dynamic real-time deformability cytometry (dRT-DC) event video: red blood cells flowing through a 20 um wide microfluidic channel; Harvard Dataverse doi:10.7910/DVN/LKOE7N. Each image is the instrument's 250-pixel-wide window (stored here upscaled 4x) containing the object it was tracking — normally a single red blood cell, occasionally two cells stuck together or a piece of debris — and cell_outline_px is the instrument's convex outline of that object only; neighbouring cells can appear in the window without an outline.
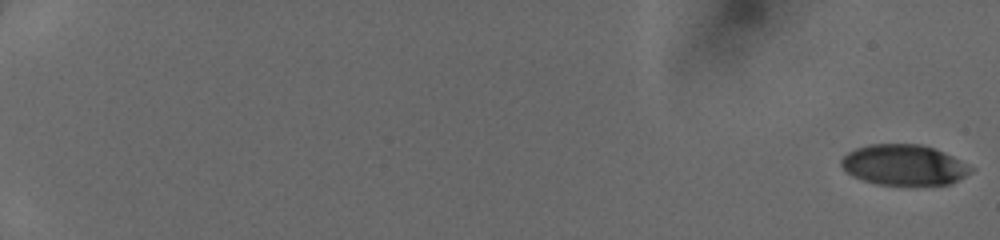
{"species": "human", "species_latin": "Homo sapiens", "temperature_condition": "cold", "stored_images_in_passage": 52, "camera_frame_rate_fps": 3000, "um_per_image_px": 0.085, "donor": {"sex": "female"}, "frame": {"image": 1, "passage_image": 1, "time_ms": 0.0, "image_size_px": [1000, 240], "cell_outline_px": [[976, 168], [964, 176], [948, 184], [916, 188], [908, 188], [876, 184], [852, 176], [840, 164], [840, 160], [848, 152], [856, 148], [872, 144], [920, 144], [932, 148], [952, 156]], "centroid_in_image_um": [76.85, 14.07], "position_along_channel_um": 8.2, "area_um2": 31.33}}
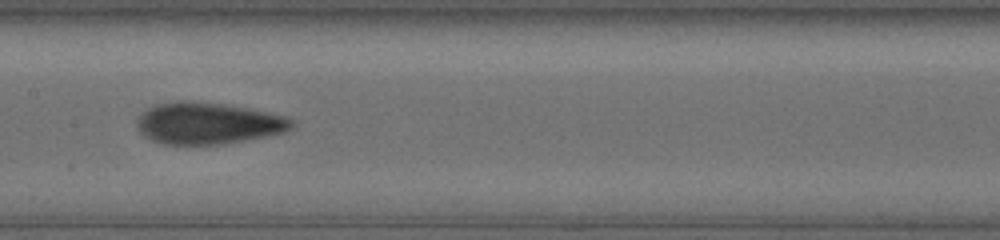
{"frame": {"image": 2, "passage_image": 30, "time_ms": 9.667, "image_size_px": [1000, 240], "cell_outline_px": [[296, 124], [292, 128], [284, 132], [244, 140], [220, 144], [160, 144], [144, 136], [136, 128], [136, 120], [140, 112], [156, 104], [180, 100], [188, 100], [224, 104], [248, 108], [288, 116]], "centroid_in_image_um": [17.64, 10.46], "position_along_channel_um": 189.8, "area_um2": 37.8}}
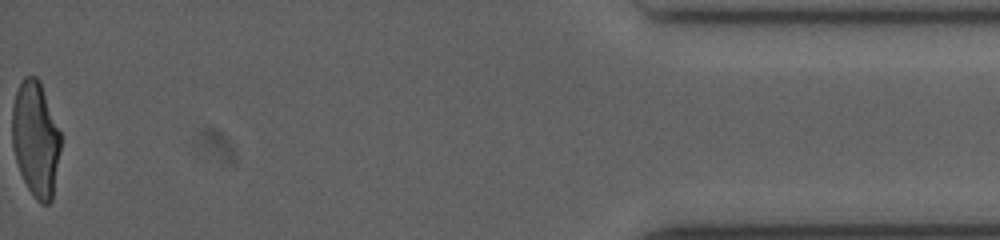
{"frame": {"image": 3, "passage_image": 52, "time_ms": 17.0, "image_size_px": [1000, 240], "cell_outline_px": [[60, 152], [52, 200], [48, 204], [40, 204], [36, 200], [28, 188], [20, 172], [12, 148], [12, 108], [16, 92], [24, 76], [36, 76], [40, 80], [60, 132]], "centroid_in_image_um": [3.03, 11.82], "position_along_channel_um": 432.2, "area_um2": 32.6}}